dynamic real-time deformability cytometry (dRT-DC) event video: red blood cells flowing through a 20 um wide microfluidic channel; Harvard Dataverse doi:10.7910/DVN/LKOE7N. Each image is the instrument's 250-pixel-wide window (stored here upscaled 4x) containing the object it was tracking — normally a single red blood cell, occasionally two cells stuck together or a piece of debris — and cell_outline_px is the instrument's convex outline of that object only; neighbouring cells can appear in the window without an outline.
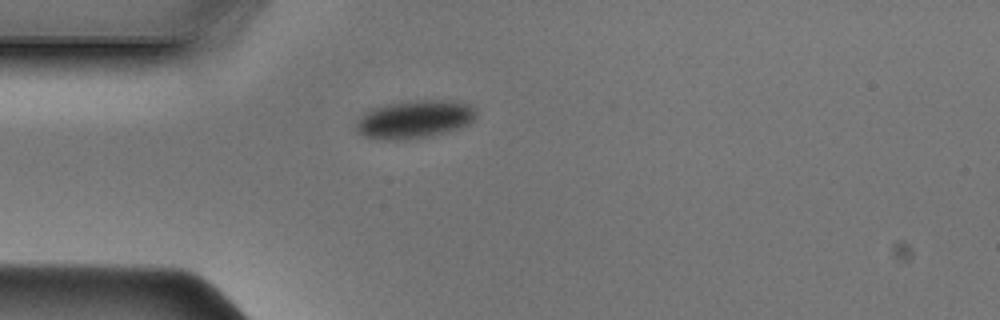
{"species": "Egyptian fruit bat (a non-hibernating species)", "species_latin": "Rousettus aegyptiacus", "temperature_condition": "cold", "stored_images_in_passage": 15, "camera_frame_rate_fps": 3000, "um_per_image_px": 0.085, "animal": {"sex": "male"}, "frame": {"image": 1, "passage_image": 1, "time_ms": 0.0, "image_size_px": [1000, 320], "cell_outline_px": [[476, 116], [468, 124], [460, 128], [428, 136], [404, 140], [384, 140], [364, 136], [356, 132], [356, 120], [364, 112], [372, 108], [388, 104], [420, 100], [452, 100], [468, 104], [476, 108]], "centroid_in_image_um": [35.21, 10.14], "position_along_channel_um": 49.8, "area_um2": 26.65}}
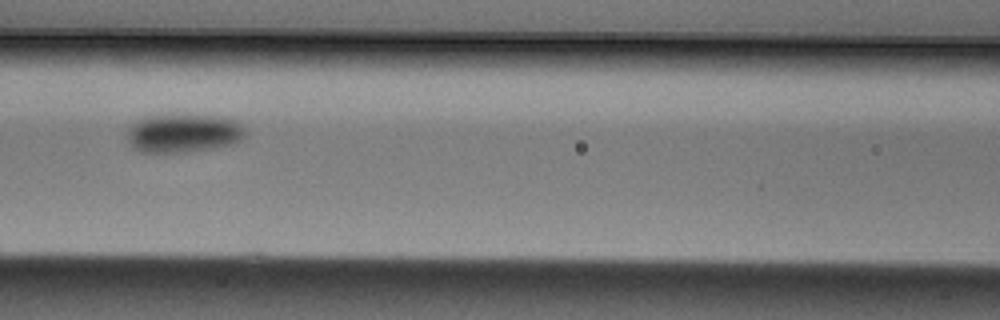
{"frame": {"image": 2, "passage_image": 9, "time_ms": 2.667, "image_size_px": [1000, 320], "cell_outline_px": [[244, 136], [240, 140], [232, 144], [184, 152], [140, 152], [132, 148], [128, 140], [128, 128], [132, 124], [144, 116], [224, 116], [236, 120], [244, 128]], "centroid_in_image_um": [15.57, 11.33], "position_along_channel_um": 151.0, "area_um2": 26.18}}
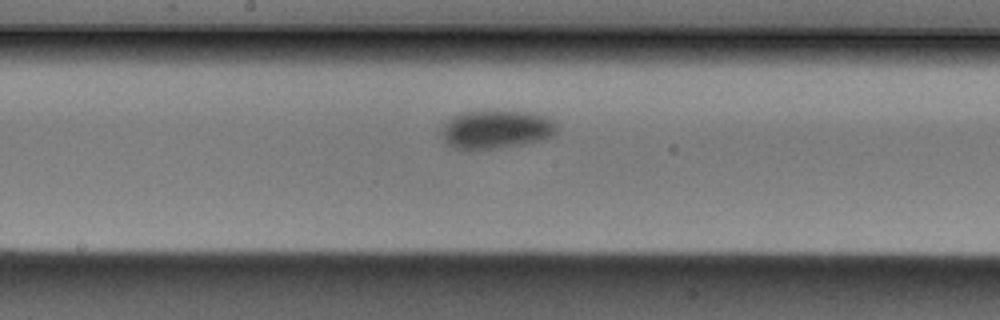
{"frame": {"image": 3, "passage_image": 13, "time_ms": 4.0, "image_size_px": [1000, 320], "cell_outline_px": [[556, 132], [552, 136], [540, 140], [520, 144], [492, 148], [456, 148], [448, 144], [444, 140], [440, 128], [452, 116], [464, 112], [528, 112], [548, 116], [556, 124]], "centroid_in_image_um": [42.18, 10.98], "position_along_channel_um": 206.0, "area_um2": 25.14}}